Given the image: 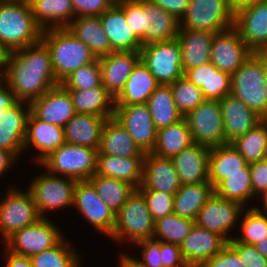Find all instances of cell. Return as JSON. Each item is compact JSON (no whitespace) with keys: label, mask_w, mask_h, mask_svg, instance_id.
<instances>
[{"label":"cell","mask_w":267,"mask_h":267,"mask_svg":"<svg viewBox=\"0 0 267 267\" xmlns=\"http://www.w3.org/2000/svg\"><path fill=\"white\" fill-rule=\"evenodd\" d=\"M4 255L7 257L6 267H32L29 256L15 254L7 248Z\"/></svg>","instance_id":"94428289"},{"label":"cell","mask_w":267,"mask_h":267,"mask_svg":"<svg viewBox=\"0 0 267 267\" xmlns=\"http://www.w3.org/2000/svg\"><path fill=\"white\" fill-rule=\"evenodd\" d=\"M75 17L101 16L113 4L109 0H72Z\"/></svg>","instance_id":"db71d44e"},{"label":"cell","mask_w":267,"mask_h":267,"mask_svg":"<svg viewBox=\"0 0 267 267\" xmlns=\"http://www.w3.org/2000/svg\"><path fill=\"white\" fill-rule=\"evenodd\" d=\"M234 26V13L226 0H189L180 29L221 32Z\"/></svg>","instance_id":"52a82bcc"},{"label":"cell","mask_w":267,"mask_h":267,"mask_svg":"<svg viewBox=\"0 0 267 267\" xmlns=\"http://www.w3.org/2000/svg\"><path fill=\"white\" fill-rule=\"evenodd\" d=\"M141 6L142 28H144V36L140 39L142 47L176 38L180 29V20L150 0H141Z\"/></svg>","instance_id":"d6986e66"},{"label":"cell","mask_w":267,"mask_h":267,"mask_svg":"<svg viewBox=\"0 0 267 267\" xmlns=\"http://www.w3.org/2000/svg\"><path fill=\"white\" fill-rule=\"evenodd\" d=\"M30 5L36 24L43 31L66 28L75 17L72 0H33Z\"/></svg>","instance_id":"d590c367"},{"label":"cell","mask_w":267,"mask_h":267,"mask_svg":"<svg viewBox=\"0 0 267 267\" xmlns=\"http://www.w3.org/2000/svg\"><path fill=\"white\" fill-rule=\"evenodd\" d=\"M210 147L192 143L172 157L181 185L209 182Z\"/></svg>","instance_id":"cb8c5ba5"},{"label":"cell","mask_w":267,"mask_h":267,"mask_svg":"<svg viewBox=\"0 0 267 267\" xmlns=\"http://www.w3.org/2000/svg\"><path fill=\"white\" fill-rule=\"evenodd\" d=\"M2 81L18 101L28 103L60 85L54 75L50 50L42 40L10 52Z\"/></svg>","instance_id":"6da1fadb"},{"label":"cell","mask_w":267,"mask_h":267,"mask_svg":"<svg viewBox=\"0 0 267 267\" xmlns=\"http://www.w3.org/2000/svg\"><path fill=\"white\" fill-rule=\"evenodd\" d=\"M204 264L206 267H244L239 255L228 244Z\"/></svg>","instance_id":"11a10c76"},{"label":"cell","mask_w":267,"mask_h":267,"mask_svg":"<svg viewBox=\"0 0 267 267\" xmlns=\"http://www.w3.org/2000/svg\"><path fill=\"white\" fill-rule=\"evenodd\" d=\"M107 119L101 116L77 113L64 127L65 142L98 150Z\"/></svg>","instance_id":"d6a6232c"},{"label":"cell","mask_w":267,"mask_h":267,"mask_svg":"<svg viewBox=\"0 0 267 267\" xmlns=\"http://www.w3.org/2000/svg\"><path fill=\"white\" fill-rule=\"evenodd\" d=\"M234 27L253 53L267 52V0L238 10Z\"/></svg>","instance_id":"9a60e30c"},{"label":"cell","mask_w":267,"mask_h":267,"mask_svg":"<svg viewBox=\"0 0 267 267\" xmlns=\"http://www.w3.org/2000/svg\"><path fill=\"white\" fill-rule=\"evenodd\" d=\"M40 218L30 191L20 192L11 187L7 197L0 203L1 236L6 241L15 232Z\"/></svg>","instance_id":"7c38bea8"},{"label":"cell","mask_w":267,"mask_h":267,"mask_svg":"<svg viewBox=\"0 0 267 267\" xmlns=\"http://www.w3.org/2000/svg\"><path fill=\"white\" fill-rule=\"evenodd\" d=\"M17 157L9 150L0 148V175L16 161Z\"/></svg>","instance_id":"6125c7cd"},{"label":"cell","mask_w":267,"mask_h":267,"mask_svg":"<svg viewBox=\"0 0 267 267\" xmlns=\"http://www.w3.org/2000/svg\"><path fill=\"white\" fill-rule=\"evenodd\" d=\"M214 193L221 198L244 203L254 196L250 176V164L244 167V173L227 175L215 189Z\"/></svg>","instance_id":"7bdbcfd3"},{"label":"cell","mask_w":267,"mask_h":267,"mask_svg":"<svg viewBox=\"0 0 267 267\" xmlns=\"http://www.w3.org/2000/svg\"><path fill=\"white\" fill-rule=\"evenodd\" d=\"M100 20L113 52L141 50V40L131 30L124 11L118 5H112L106 10Z\"/></svg>","instance_id":"4316f807"},{"label":"cell","mask_w":267,"mask_h":267,"mask_svg":"<svg viewBox=\"0 0 267 267\" xmlns=\"http://www.w3.org/2000/svg\"><path fill=\"white\" fill-rule=\"evenodd\" d=\"M159 82L140 60L126 80L121 92L114 98L115 106L146 104Z\"/></svg>","instance_id":"f546056e"},{"label":"cell","mask_w":267,"mask_h":267,"mask_svg":"<svg viewBox=\"0 0 267 267\" xmlns=\"http://www.w3.org/2000/svg\"><path fill=\"white\" fill-rule=\"evenodd\" d=\"M118 6L124 11L128 25L134 34L141 39L144 36L142 28V6L141 0L123 1Z\"/></svg>","instance_id":"816d5d0a"},{"label":"cell","mask_w":267,"mask_h":267,"mask_svg":"<svg viewBox=\"0 0 267 267\" xmlns=\"http://www.w3.org/2000/svg\"><path fill=\"white\" fill-rule=\"evenodd\" d=\"M61 235L58 227L48 218L41 217L10 236L6 246L15 254L32 257L56 246L63 239Z\"/></svg>","instance_id":"30bf717a"},{"label":"cell","mask_w":267,"mask_h":267,"mask_svg":"<svg viewBox=\"0 0 267 267\" xmlns=\"http://www.w3.org/2000/svg\"><path fill=\"white\" fill-rule=\"evenodd\" d=\"M193 143L188 124L182 120L157 131L156 143L151 153L172 158Z\"/></svg>","instance_id":"f35d334b"},{"label":"cell","mask_w":267,"mask_h":267,"mask_svg":"<svg viewBox=\"0 0 267 267\" xmlns=\"http://www.w3.org/2000/svg\"><path fill=\"white\" fill-rule=\"evenodd\" d=\"M97 154L117 157H144L127 130L114 118H108L104 124Z\"/></svg>","instance_id":"f1b7e54d"},{"label":"cell","mask_w":267,"mask_h":267,"mask_svg":"<svg viewBox=\"0 0 267 267\" xmlns=\"http://www.w3.org/2000/svg\"><path fill=\"white\" fill-rule=\"evenodd\" d=\"M41 40L50 50L54 75L59 83L82 65L97 59L67 28L44 30Z\"/></svg>","instance_id":"3957f363"},{"label":"cell","mask_w":267,"mask_h":267,"mask_svg":"<svg viewBox=\"0 0 267 267\" xmlns=\"http://www.w3.org/2000/svg\"><path fill=\"white\" fill-rule=\"evenodd\" d=\"M253 52L241 39L237 29L217 32L213 36L210 62L221 71L233 74Z\"/></svg>","instance_id":"2e32d148"},{"label":"cell","mask_w":267,"mask_h":267,"mask_svg":"<svg viewBox=\"0 0 267 267\" xmlns=\"http://www.w3.org/2000/svg\"><path fill=\"white\" fill-rule=\"evenodd\" d=\"M193 143L208 147L228 144L219 100L206 99L184 116Z\"/></svg>","instance_id":"ba28073f"},{"label":"cell","mask_w":267,"mask_h":267,"mask_svg":"<svg viewBox=\"0 0 267 267\" xmlns=\"http://www.w3.org/2000/svg\"><path fill=\"white\" fill-rule=\"evenodd\" d=\"M35 178L28 190L40 217H46L44 211L73 205L77 180L70 177L63 179L50 173Z\"/></svg>","instance_id":"8fae6325"},{"label":"cell","mask_w":267,"mask_h":267,"mask_svg":"<svg viewBox=\"0 0 267 267\" xmlns=\"http://www.w3.org/2000/svg\"><path fill=\"white\" fill-rule=\"evenodd\" d=\"M224 123V136L227 143L242 136L259 124L263 118L247 107L233 95H227L219 100Z\"/></svg>","instance_id":"d4e9b609"},{"label":"cell","mask_w":267,"mask_h":267,"mask_svg":"<svg viewBox=\"0 0 267 267\" xmlns=\"http://www.w3.org/2000/svg\"><path fill=\"white\" fill-rule=\"evenodd\" d=\"M144 157L97 154L96 175L126 181L138 189L142 182Z\"/></svg>","instance_id":"4dcf8cb0"},{"label":"cell","mask_w":267,"mask_h":267,"mask_svg":"<svg viewBox=\"0 0 267 267\" xmlns=\"http://www.w3.org/2000/svg\"><path fill=\"white\" fill-rule=\"evenodd\" d=\"M160 256L163 267H185L180 246L160 241Z\"/></svg>","instance_id":"6f0895ef"},{"label":"cell","mask_w":267,"mask_h":267,"mask_svg":"<svg viewBox=\"0 0 267 267\" xmlns=\"http://www.w3.org/2000/svg\"><path fill=\"white\" fill-rule=\"evenodd\" d=\"M214 34L201 30L179 29L176 38L181 50L183 73L210 62Z\"/></svg>","instance_id":"484cf974"},{"label":"cell","mask_w":267,"mask_h":267,"mask_svg":"<svg viewBox=\"0 0 267 267\" xmlns=\"http://www.w3.org/2000/svg\"><path fill=\"white\" fill-rule=\"evenodd\" d=\"M140 61V51H114L99 58L102 85L115 98Z\"/></svg>","instance_id":"44dd1931"},{"label":"cell","mask_w":267,"mask_h":267,"mask_svg":"<svg viewBox=\"0 0 267 267\" xmlns=\"http://www.w3.org/2000/svg\"><path fill=\"white\" fill-rule=\"evenodd\" d=\"M64 143L63 127L41 121L30 112L27 119L24 148L33 145L39 150L38 163Z\"/></svg>","instance_id":"83f0119b"},{"label":"cell","mask_w":267,"mask_h":267,"mask_svg":"<svg viewBox=\"0 0 267 267\" xmlns=\"http://www.w3.org/2000/svg\"><path fill=\"white\" fill-rule=\"evenodd\" d=\"M155 221L143 194L135 189L126 203L116 213L111 238L122 242L129 238L132 242L153 238Z\"/></svg>","instance_id":"5b68a950"},{"label":"cell","mask_w":267,"mask_h":267,"mask_svg":"<svg viewBox=\"0 0 267 267\" xmlns=\"http://www.w3.org/2000/svg\"><path fill=\"white\" fill-rule=\"evenodd\" d=\"M143 248V261L133 258L142 267H163L160 256V241L151 238L135 242Z\"/></svg>","instance_id":"f5cc1de1"},{"label":"cell","mask_w":267,"mask_h":267,"mask_svg":"<svg viewBox=\"0 0 267 267\" xmlns=\"http://www.w3.org/2000/svg\"><path fill=\"white\" fill-rule=\"evenodd\" d=\"M213 193L210 182L181 185L174 194L173 213L195 221L198 212Z\"/></svg>","instance_id":"74e56055"},{"label":"cell","mask_w":267,"mask_h":267,"mask_svg":"<svg viewBox=\"0 0 267 267\" xmlns=\"http://www.w3.org/2000/svg\"><path fill=\"white\" fill-rule=\"evenodd\" d=\"M73 19L66 28L84 42L96 58L113 52L107 34L102 28L100 16H77Z\"/></svg>","instance_id":"e575fe53"},{"label":"cell","mask_w":267,"mask_h":267,"mask_svg":"<svg viewBox=\"0 0 267 267\" xmlns=\"http://www.w3.org/2000/svg\"><path fill=\"white\" fill-rule=\"evenodd\" d=\"M194 225V220L172 213L155 221L153 238L161 242L180 245Z\"/></svg>","instance_id":"ee69618b"},{"label":"cell","mask_w":267,"mask_h":267,"mask_svg":"<svg viewBox=\"0 0 267 267\" xmlns=\"http://www.w3.org/2000/svg\"><path fill=\"white\" fill-rule=\"evenodd\" d=\"M42 32L30 4L0 0V44L9 52L38 43Z\"/></svg>","instance_id":"7a4b0ae2"},{"label":"cell","mask_w":267,"mask_h":267,"mask_svg":"<svg viewBox=\"0 0 267 267\" xmlns=\"http://www.w3.org/2000/svg\"><path fill=\"white\" fill-rule=\"evenodd\" d=\"M67 91L70 93L76 113L105 118L114 116V98L102 84L87 90Z\"/></svg>","instance_id":"8d00e7d4"},{"label":"cell","mask_w":267,"mask_h":267,"mask_svg":"<svg viewBox=\"0 0 267 267\" xmlns=\"http://www.w3.org/2000/svg\"><path fill=\"white\" fill-rule=\"evenodd\" d=\"M260 195H262L261 197H262V200H263V208H265V209H263V210H260V208H258V207H255L256 209H258L259 211H263L264 212V210L266 211L265 213L267 214V190H265L262 194H260Z\"/></svg>","instance_id":"a7ac6f4b"},{"label":"cell","mask_w":267,"mask_h":267,"mask_svg":"<svg viewBox=\"0 0 267 267\" xmlns=\"http://www.w3.org/2000/svg\"><path fill=\"white\" fill-rule=\"evenodd\" d=\"M261 0H226L228 7L235 14L238 10Z\"/></svg>","instance_id":"be15d7a7"},{"label":"cell","mask_w":267,"mask_h":267,"mask_svg":"<svg viewBox=\"0 0 267 267\" xmlns=\"http://www.w3.org/2000/svg\"><path fill=\"white\" fill-rule=\"evenodd\" d=\"M180 186L172 158L145 153L142 182L138 190H155L174 195Z\"/></svg>","instance_id":"ffe728a7"},{"label":"cell","mask_w":267,"mask_h":267,"mask_svg":"<svg viewBox=\"0 0 267 267\" xmlns=\"http://www.w3.org/2000/svg\"><path fill=\"white\" fill-rule=\"evenodd\" d=\"M9 54L10 52L2 44H0V80L4 79ZM3 67H5L3 69L4 71L2 70Z\"/></svg>","instance_id":"e7e4bbea"},{"label":"cell","mask_w":267,"mask_h":267,"mask_svg":"<svg viewBox=\"0 0 267 267\" xmlns=\"http://www.w3.org/2000/svg\"><path fill=\"white\" fill-rule=\"evenodd\" d=\"M78 254L62 239L56 246L30 257L32 267H80Z\"/></svg>","instance_id":"f6af8a7d"},{"label":"cell","mask_w":267,"mask_h":267,"mask_svg":"<svg viewBox=\"0 0 267 267\" xmlns=\"http://www.w3.org/2000/svg\"><path fill=\"white\" fill-rule=\"evenodd\" d=\"M6 1H12V2H23L30 4L33 0H6Z\"/></svg>","instance_id":"8c879c8a"},{"label":"cell","mask_w":267,"mask_h":267,"mask_svg":"<svg viewBox=\"0 0 267 267\" xmlns=\"http://www.w3.org/2000/svg\"><path fill=\"white\" fill-rule=\"evenodd\" d=\"M255 249L267 259V236L253 245Z\"/></svg>","instance_id":"003e7915"},{"label":"cell","mask_w":267,"mask_h":267,"mask_svg":"<svg viewBox=\"0 0 267 267\" xmlns=\"http://www.w3.org/2000/svg\"><path fill=\"white\" fill-rule=\"evenodd\" d=\"M157 130L182 120L184 116L175 105L170 85H159L146 102Z\"/></svg>","instance_id":"ab89813d"},{"label":"cell","mask_w":267,"mask_h":267,"mask_svg":"<svg viewBox=\"0 0 267 267\" xmlns=\"http://www.w3.org/2000/svg\"><path fill=\"white\" fill-rule=\"evenodd\" d=\"M113 117L127 130L144 153L152 152L158 130L146 104L115 106Z\"/></svg>","instance_id":"4fadbf2b"},{"label":"cell","mask_w":267,"mask_h":267,"mask_svg":"<svg viewBox=\"0 0 267 267\" xmlns=\"http://www.w3.org/2000/svg\"><path fill=\"white\" fill-rule=\"evenodd\" d=\"M227 244L239 255L244 267H267V259L253 245L231 238Z\"/></svg>","instance_id":"f907efd6"},{"label":"cell","mask_w":267,"mask_h":267,"mask_svg":"<svg viewBox=\"0 0 267 267\" xmlns=\"http://www.w3.org/2000/svg\"><path fill=\"white\" fill-rule=\"evenodd\" d=\"M231 95L242 101L263 119H267L264 52L252 53L231 74Z\"/></svg>","instance_id":"277c9868"},{"label":"cell","mask_w":267,"mask_h":267,"mask_svg":"<svg viewBox=\"0 0 267 267\" xmlns=\"http://www.w3.org/2000/svg\"><path fill=\"white\" fill-rule=\"evenodd\" d=\"M3 84L4 82L0 80V110H7L15 105L18 100L16 99L9 86H3Z\"/></svg>","instance_id":"91938a15"},{"label":"cell","mask_w":267,"mask_h":267,"mask_svg":"<svg viewBox=\"0 0 267 267\" xmlns=\"http://www.w3.org/2000/svg\"><path fill=\"white\" fill-rule=\"evenodd\" d=\"M88 180L96 188L99 197L115 214L122 208L128 197L136 189L126 181L96 175L95 173Z\"/></svg>","instance_id":"b9f144b4"},{"label":"cell","mask_w":267,"mask_h":267,"mask_svg":"<svg viewBox=\"0 0 267 267\" xmlns=\"http://www.w3.org/2000/svg\"><path fill=\"white\" fill-rule=\"evenodd\" d=\"M140 60L160 85H169L184 75L177 38L141 47Z\"/></svg>","instance_id":"9c48e42d"},{"label":"cell","mask_w":267,"mask_h":267,"mask_svg":"<svg viewBox=\"0 0 267 267\" xmlns=\"http://www.w3.org/2000/svg\"><path fill=\"white\" fill-rule=\"evenodd\" d=\"M97 149L64 143L44 158L42 164L50 174L64 175L77 181L88 180L96 172Z\"/></svg>","instance_id":"8992f818"},{"label":"cell","mask_w":267,"mask_h":267,"mask_svg":"<svg viewBox=\"0 0 267 267\" xmlns=\"http://www.w3.org/2000/svg\"><path fill=\"white\" fill-rule=\"evenodd\" d=\"M248 164L267 158V119L230 143Z\"/></svg>","instance_id":"60d3db41"},{"label":"cell","mask_w":267,"mask_h":267,"mask_svg":"<svg viewBox=\"0 0 267 267\" xmlns=\"http://www.w3.org/2000/svg\"><path fill=\"white\" fill-rule=\"evenodd\" d=\"M255 207L248 209L242 220L243 236L235 237L238 242L254 245L267 236V215Z\"/></svg>","instance_id":"c3c4849f"},{"label":"cell","mask_w":267,"mask_h":267,"mask_svg":"<svg viewBox=\"0 0 267 267\" xmlns=\"http://www.w3.org/2000/svg\"><path fill=\"white\" fill-rule=\"evenodd\" d=\"M265 89L267 90V52H264Z\"/></svg>","instance_id":"89a4df30"},{"label":"cell","mask_w":267,"mask_h":267,"mask_svg":"<svg viewBox=\"0 0 267 267\" xmlns=\"http://www.w3.org/2000/svg\"><path fill=\"white\" fill-rule=\"evenodd\" d=\"M184 76L202 90L206 99L221 100L231 94V75L217 69L211 62L187 70Z\"/></svg>","instance_id":"1f68e13d"},{"label":"cell","mask_w":267,"mask_h":267,"mask_svg":"<svg viewBox=\"0 0 267 267\" xmlns=\"http://www.w3.org/2000/svg\"><path fill=\"white\" fill-rule=\"evenodd\" d=\"M120 258L121 259H120L119 267H142L133 259V257L122 254Z\"/></svg>","instance_id":"03108f58"},{"label":"cell","mask_w":267,"mask_h":267,"mask_svg":"<svg viewBox=\"0 0 267 267\" xmlns=\"http://www.w3.org/2000/svg\"><path fill=\"white\" fill-rule=\"evenodd\" d=\"M250 176L254 197L267 190V158L250 164Z\"/></svg>","instance_id":"9f6ffc18"},{"label":"cell","mask_w":267,"mask_h":267,"mask_svg":"<svg viewBox=\"0 0 267 267\" xmlns=\"http://www.w3.org/2000/svg\"><path fill=\"white\" fill-rule=\"evenodd\" d=\"M242 207L237 201L224 199L213 193L198 212L195 224L219 234L228 242L231 238L226 237V234L240 217V212H244Z\"/></svg>","instance_id":"e0dca14e"},{"label":"cell","mask_w":267,"mask_h":267,"mask_svg":"<svg viewBox=\"0 0 267 267\" xmlns=\"http://www.w3.org/2000/svg\"><path fill=\"white\" fill-rule=\"evenodd\" d=\"M144 198L154 221L173 213L174 195L155 190H139Z\"/></svg>","instance_id":"681fc988"},{"label":"cell","mask_w":267,"mask_h":267,"mask_svg":"<svg viewBox=\"0 0 267 267\" xmlns=\"http://www.w3.org/2000/svg\"><path fill=\"white\" fill-rule=\"evenodd\" d=\"M73 205L96 230L111 236L116 214L99 197L96 188L89 180L76 182Z\"/></svg>","instance_id":"5bb4252c"},{"label":"cell","mask_w":267,"mask_h":267,"mask_svg":"<svg viewBox=\"0 0 267 267\" xmlns=\"http://www.w3.org/2000/svg\"><path fill=\"white\" fill-rule=\"evenodd\" d=\"M109 2H111L113 5H118L122 3V0H109Z\"/></svg>","instance_id":"753ad0ef"},{"label":"cell","mask_w":267,"mask_h":267,"mask_svg":"<svg viewBox=\"0 0 267 267\" xmlns=\"http://www.w3.org/2000/svg\"><path fill=\"white\" fill-rule=\"evenodd\" d=\"M169 85L173 92L175 105L183 116L206 100L202 90L184 75Z\"/></svg>","instance_id":"bcb514c9"},{"label":"cell","mask_w":267,"mask_h":267,"mask_svg":"<svg viewBox=\"0 0 267 267\" xmlns=\"http://www.w3.org/2000/svg\"><path fill=\"white\" fill-rule=\"evenodd\" d=\"M27 104V111L24 108ZM30 114V104L18 101L7 110H0V148L11 151L16 157L24 149L27 119Z\"/></svg>","instance_id":"7402d4cb"},{"label":"cell","mask_w":267,"mask_h":267,"mask_svg":"<svg viewBox=\"0 0 267 267\" xmlns=\"http://www.w3.org/2000/svg\"><path fill=\"white\" fill-rule=\"evenodd\" d=\"M29 104L37 119L63 128L77 114L70 93L61 84Z\"/></svg>","instance_id":"ac0fdd59"},{"label":"cell","mask_w":267,"mask_h":267,"mask_svg":"<svg viewBox=\"0 0 267 267\" xmlns=\"http://www.w3.org/2000/svg\"><path fill=\"white\" fill-rule=\"evenodd\" d=\"M66 90H87L102 84L99 59L82 65L60 83Z\"/></svg>","instance_id":"7dc6e473"},{"label":"cell","mask_w":267,"mask_h":267,"mask_svg":"<svg viewBox=\"0 0 267 267\" xmlns=\"http://www.w3.org/2000/svg\"><path fill=\"white\" fill-rule=\"evenodd\" d=\"M247 164L245 158L230 143L211 147L208 165L209 182L215 189L227 175L244 173Z\"/></svg>","instance_id":"836d02e7"},{"label":"cell","mask_w":267,"mask_h":267,"mask_svg":"<svg viewBox=\"0 0 267 267\" xmlns=\"http://www.w3.org/2000/svg\"><path fill=\"white\" fill-rule=\"evenodd\" d=\"M153 4L158 5L163 10L174 15L178 20L186 13L189 0H150Z\"/></svg>","instance_id":"680465c9"},{"label":"cell","mask_w":267,"mask_h":267,"mask_svg":"<svg viewBox=\"0 0 267 267\" xmlns=\"http://www.w3.org/2000/svg\"><path fill=\"white\" fill-rule=\"evenodd\" d=\"M185 267H206L205 264H187Z\"/></svg>","instance_id":"2644e50d"},{"label":"cell","mask_w":267,"mask_h":267,"mask_svg":"<svg viewBox=\"0 0 267 267\" xmlns=\"http://www.w3.org/2000/svg\"><path fill=\"white\" fill-rule=\"evenodd\" d=\"M226 244L227 241L219 234L195 224L179 246L183 261L187 265L204 264L208 259L219 253Z\"/></svg>","instance_id":"603a6c76"}]
</instances>
